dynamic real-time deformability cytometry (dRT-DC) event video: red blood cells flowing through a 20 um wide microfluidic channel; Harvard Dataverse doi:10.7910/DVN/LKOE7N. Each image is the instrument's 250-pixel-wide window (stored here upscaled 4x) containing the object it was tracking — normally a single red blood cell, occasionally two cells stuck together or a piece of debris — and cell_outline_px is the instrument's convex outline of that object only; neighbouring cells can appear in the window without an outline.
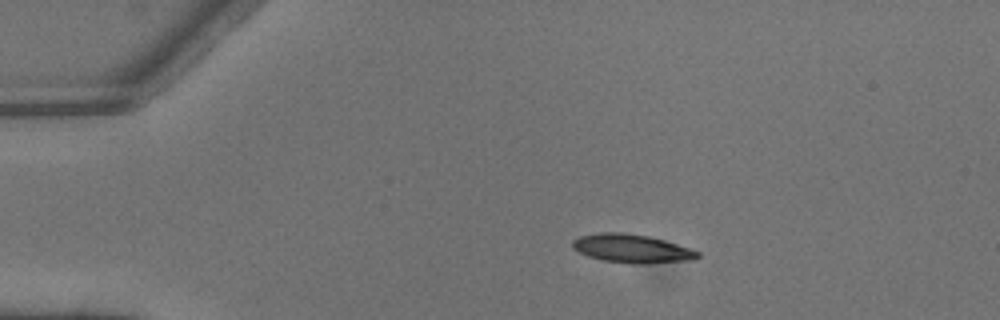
{"species": "common noctule bat (a hibernating species)", "species_latin": "Nyctalus noctula", "temperature_condition": "warm", "stored_images_in_passage": 4, "camera_frame_rate_fps": 3000, "um_per_image_px": 0.085, "animal": {"sex": "male", "body_mass_g": 13.3}, "frame": {"image": 1, "passage_image": 2, "time_ms": 0.333, "image_size_px": [1000, 320], "cell_outline_px": [[700, 256], [696, 260], [644, 264], [632, 264], [600, 260], [588, 256], [572, 248], [572, 240], [580, 236], [600, 232], [620, 232], [648, 236], [664, 240], [700, 252]], "centroid_in_image_um": [53.71, 21.14], "position_along_channel_um": 31.3, "area_um2": 20.92}}
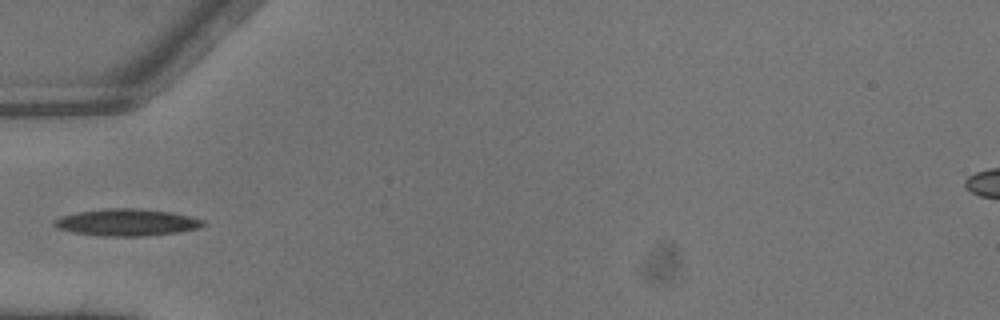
{"frame": {"image": 2, "passage_image": 4, "time_ms": 1.0, "image_size_px": [1000, 320], "cell_outline_px": [[204, 224], [196, 228], [180, 232], [148, 236], [104, 236], [72, 232], [56, 228], [52, 224], [60, 216], [76, 212], [108, 208], [140, 208], [172, 212], [204, 220]], "centroid_in_image_um": [10.75, 18.9], "position_along_channel_um": 74.2, "area_um2": 23.41}}